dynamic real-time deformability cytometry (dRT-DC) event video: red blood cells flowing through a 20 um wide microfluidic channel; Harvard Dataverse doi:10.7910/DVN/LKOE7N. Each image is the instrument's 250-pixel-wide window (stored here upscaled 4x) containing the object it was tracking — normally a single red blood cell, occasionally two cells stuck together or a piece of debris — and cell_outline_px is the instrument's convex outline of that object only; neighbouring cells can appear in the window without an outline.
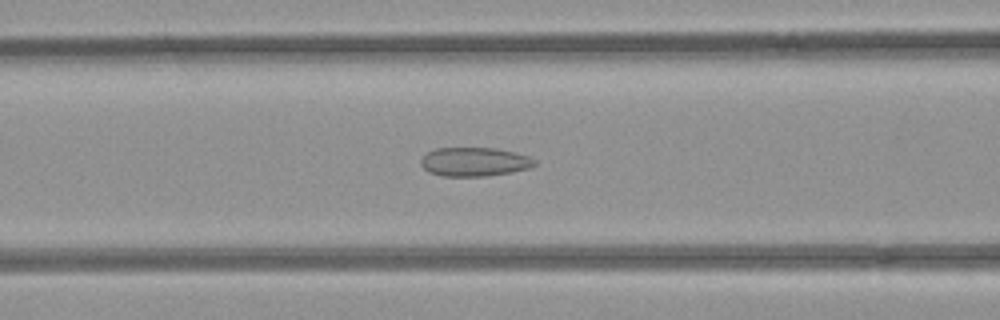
{"species": "common noctule bat (a hibernating species)", "species_latin": "Nyctalus noctula", "temperature_condition": "room temperature", "stored_images_in_passage": 54, "camera_frame_rate_fps": 3000, "um_per_image_px": 0.085, "animal": {"sex": "female", "body_mass_g": 21.9}, "frame": {"image": 1, "passage_image": 22, "time_ms": 7.0, "image_size_px": [1000, 320], "cell_outline_px": [[536, 164], [532, 168], [512, 172], [488, 176], [440, 176], [428, 172], [420, 164], [420, 160], [428, 152], [436, 148], [496, 148], [528, 156], [536, 160]], "centroid_in_image_um": [40.33, 13.76], "position_along_channel_um": 126.3, "area_um2": 19.25}}
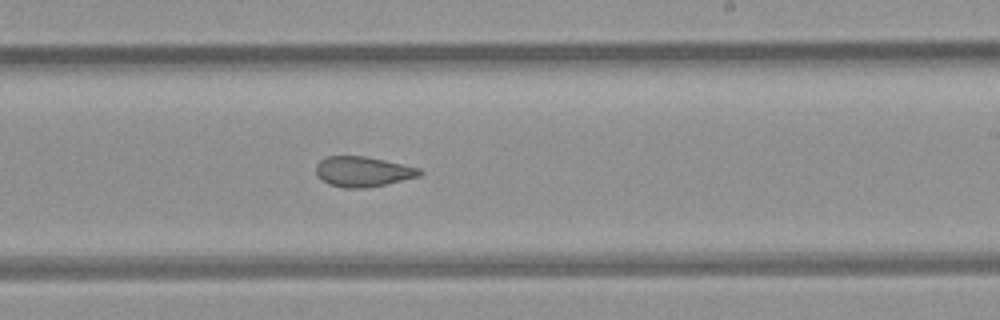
{"frame": {"image": 2, "passage_image": 32, "time_ms": 10.333, "image_size_px": [1000, 320], "cell_outline_px": [[424, 172], [420, 176], [368, 188], [344, 188], [328, 184], [316, 172], [316, 164], [320, 160], [328, 156], [364, 156], [384, 160], [420, 168]], "centroid_in_image_um": [30.86, 14.59], "position_along_channel_um": 258.1, "area_um2": 18.15}}
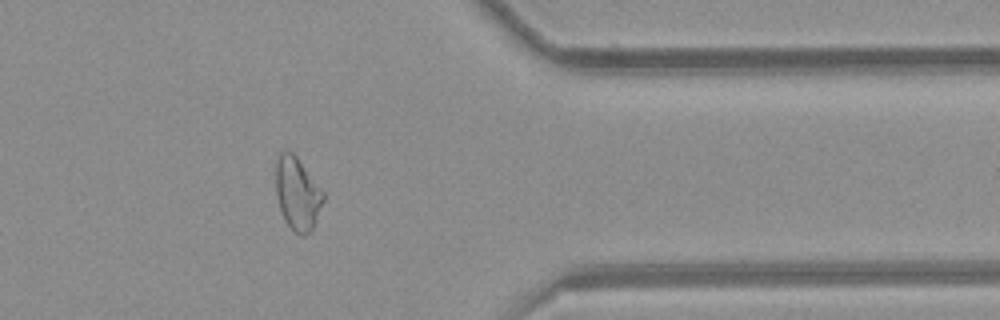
{"frame": {"image": 3, "passage_image": 43, "time_ms": 14.0, "image_size_px": [1000, 320], "cell_outline_px": [[324, 200], [312, 228], [304, 236], [300, 236], [284, 220], [276, 196], [276, 160], [280, 152], [292, 152], [296, 156], [324, 192]], "centroid_in_image_um": [25.27, 16.45], "position_along_channel_um": 386.1, "area_um2": 19.83}, "authors_computed_cell_mechanics": {"area_um2": 20.7213, "velocity_mm_per_s": 3.9603, "shape_relaxation_time_tau1_ms": null, "shape_relaxation_time_tau2_ms": 1.4563, "deformation_change_tau1": null, "deformation_change_tau2": 0.0942}}